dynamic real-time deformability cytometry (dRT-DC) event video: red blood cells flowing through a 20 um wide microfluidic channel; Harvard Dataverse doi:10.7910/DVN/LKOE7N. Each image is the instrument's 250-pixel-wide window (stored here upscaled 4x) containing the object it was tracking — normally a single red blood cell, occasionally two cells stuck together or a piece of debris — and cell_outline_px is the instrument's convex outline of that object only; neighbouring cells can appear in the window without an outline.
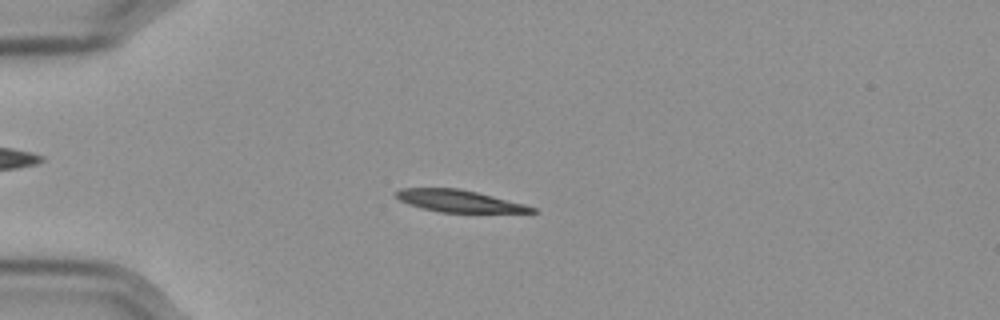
{"species": "Egyptian fruit bat (a non-hibernating species)", "species_latin": "Rousettus aegyptiacus", "temperature_condition": "cold", "stored_images_in_passage": 57, "camera_frame_rate_fps": 3000, "um_per_image_px": 0.085, "frame": {"image": 1, "passage_image": 15, "time_ms": 4.667, "image_size_px": [1000, 320], "cell_outline_px": [[540, 212], [440, 212], [408, 204], [400, 200], [396, 196], [396, 192], [400, 188], [460, 188], [524, 204], [536, 208]], "centroid_in_image_um": [39.01, 17.08], "position_along_channel_um": 46.0, "area_um2": 17.11}}
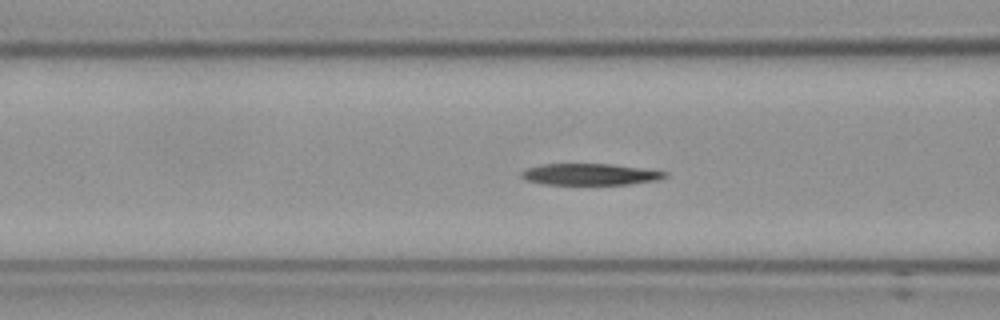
{"frame": {"image": 2, "passage_image": 23, "time_ms": 7.333, "image_size_px": [1000, 320], "cell_outline_px": [[668, 176], [656, 180], [628, 184], [544, 184], [528, 180], [520, 176], [520, 172], [528, 168], [544, 164], [612, 164], [668, 172]], "centroid_in_image_um": [50.16, 14.81], "position_along_channel_um": 116.4, "area_um2": 17.69}}
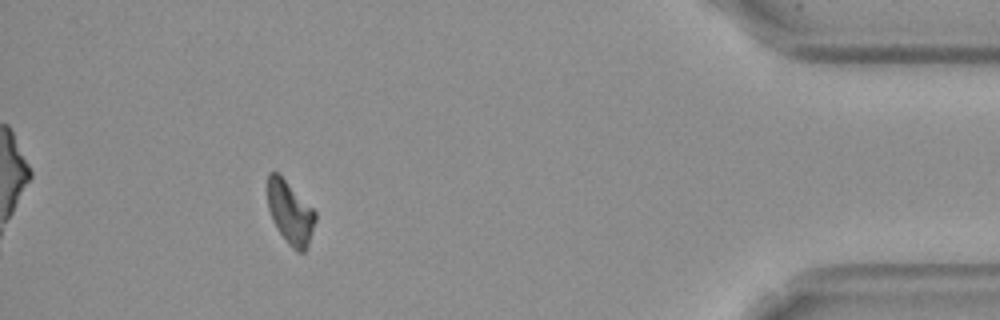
{"frame": {"image": 3, "passage_image": 52, "time_ms": 17.0, "image_size_px": [1000, 320], "cell_outline_px": [[316, 220], [308, 244], [304, 252], [296, 252], [288, 244], [272, 220], [268, 208], [268, 172], [276, 172], [316, 212]], "centroid_in_image_um": [24.66, 18.11], "position_along_channel_um": 410.5, "area_um2": 17.05}, "authors_computed_cell_mechanics": {"area_um2": 18.5538, "velocity_mm_per_s": 3.5597, "shape_relaxation_time_tau1_ms": 5.9432, "shape_relaxation_time_tau2_ms": null, "deformation_change_tau1": 0.181, "deformation_change_tau2": null}}